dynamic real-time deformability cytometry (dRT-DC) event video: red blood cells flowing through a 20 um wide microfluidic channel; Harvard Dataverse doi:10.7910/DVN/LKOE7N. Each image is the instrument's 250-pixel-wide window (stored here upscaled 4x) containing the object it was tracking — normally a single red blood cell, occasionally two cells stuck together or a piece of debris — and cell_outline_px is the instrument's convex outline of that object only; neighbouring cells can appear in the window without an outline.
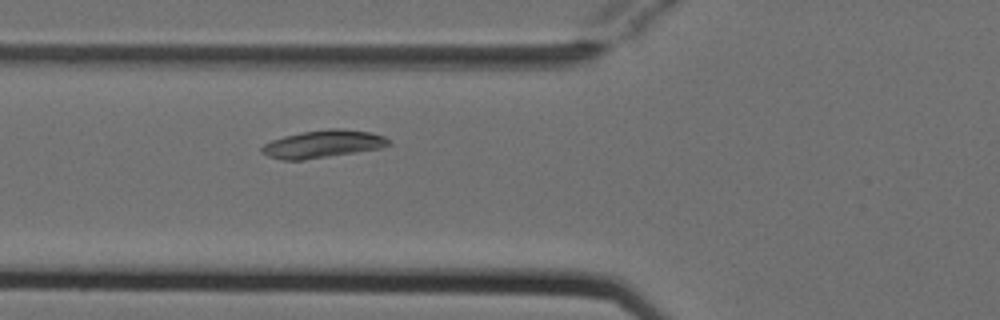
{"species": "Egyptian fruit bat (a non-hibernating species)", "species_latin": "Rousettus aegyptiacus", "temperature_condition": "cold", "stored_images_in_passage": 2, "camera_frame_rate_fps": 3000, "um_per_image_px": 0.085, "animal": {"sex": "female"}, "frame": {"image": 1, "passage_image": 2, "time_ms": 0.333, "image_size_px": [1000, 320], "cell_outline_px": [[392, 144], [380, 148], [356, 152], [304, 160], [280, 160], [268, 156], [260, 152], [260, 148], [264, 144], [272, 140], [284, 136], [304, 132], [328, 128], [340, 128], [372, 132], [384, 136]], "centroid_in_image_um": [27.43, 12.24], "position_along_channel_um": 98.4, "area_um2": 20.46}}